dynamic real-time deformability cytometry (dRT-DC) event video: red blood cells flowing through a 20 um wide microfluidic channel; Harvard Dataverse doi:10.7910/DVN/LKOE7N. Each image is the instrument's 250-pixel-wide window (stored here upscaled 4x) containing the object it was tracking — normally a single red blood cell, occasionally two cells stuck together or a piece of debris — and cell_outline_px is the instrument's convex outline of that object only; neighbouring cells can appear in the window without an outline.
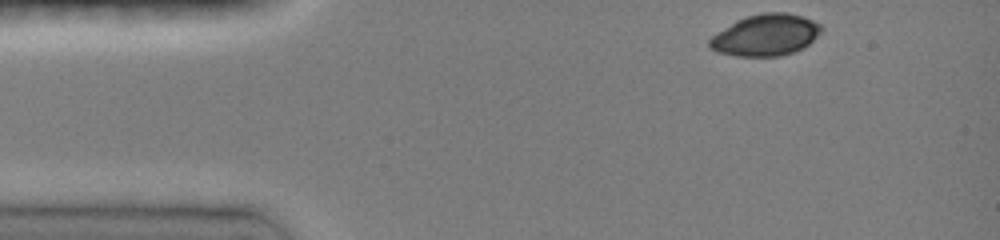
{"species": "common noctule bat (a hibernating species)", "species_latin": "Nyctalus noctula", "temperature_condition": "room temperature", "stored_images_in_passage": 38, "camera_frame_rate_fps": 3000, "um_per_image_px": 0.085, "animal": {"sex": "female", "body_mass_g": 19.0, "forearm_length_mm": 51.5}, "frame": {"image": 1, "passage_image": 1, "time_ms": 0.0, "image_size_px": [1000, 240], "cell_outline_px": [[824, 28], [804, 48], [780, 56], [736, 56], [716, 52], [708, 48], [708, 40], [712, 36], [732, 24], [748, 16], [764, 12], [784, 12], [800, 16], [812, 20], [820, 24]], "centroid_in_image_um": [65.08, 3.0], "position_along_channel_um": 19.9, "area_um2": 26.7}}
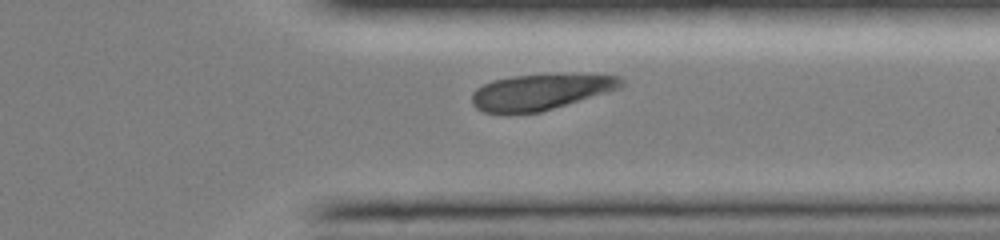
{"frame": {"image": 2, "passage_image": 32, "time_ms": 10.333, "image_size_px": [1000, 240], "cell_outline_px": [[624, 84], [620, 88], [540, 112], [508, 116], [484, 112], [476, 108], [472, 104], [472, 92], [476, 88], [492, 80], [512, 76], [544, 72], [620, 76], [624, 80]], "centroid_in_image_um": [45.89, 7.81], "position_along_channel_um": 365.5, "area_um2": 32.25}}
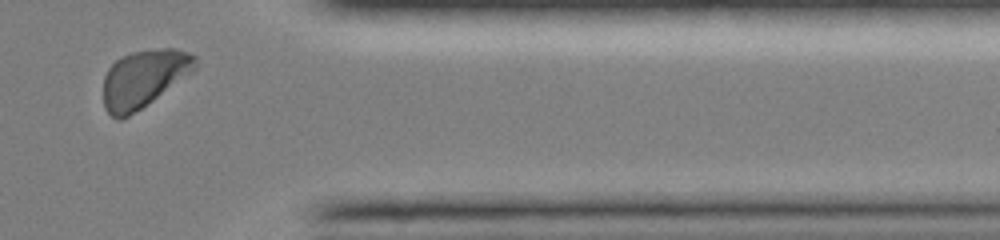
{"frame": {"image": 3, "passage_image": 34, "time_ms": 11.333, "image_size_px": [1000, 240], "cell_outline_px": [[196, 68], [192, 72], [152, 100], [128, 116], [120, 120], [116, 120], [104, 108], [104, 76], [108, 68], [120, 56], [132, 52], [164, 48], [176, 48], [188, 52], [196, 56]], "centroid_in_image_um": [12.2, 6.66], "position_along_channel_um": 399.2, "area_um2": 30.46}}